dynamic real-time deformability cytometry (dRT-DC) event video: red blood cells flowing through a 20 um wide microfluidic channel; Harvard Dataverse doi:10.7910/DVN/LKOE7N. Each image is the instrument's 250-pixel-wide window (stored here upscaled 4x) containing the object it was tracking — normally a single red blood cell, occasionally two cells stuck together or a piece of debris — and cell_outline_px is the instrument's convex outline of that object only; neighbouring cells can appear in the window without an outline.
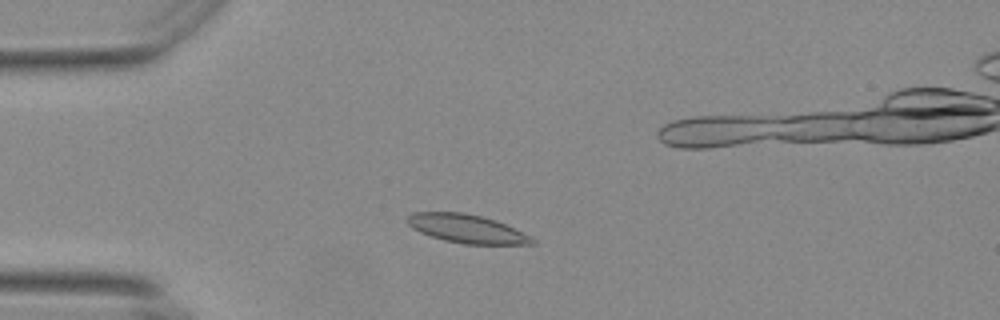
{"species": "Egyptian fruit bat (a non-hibernating species)", "species_latin": "Rousettus aegyptiacus", "temperature_condition": "warm", "stored_images_in_passage": 53, "camera_frame_rate_fps": 3000, "um_per_image_px": 0.085, "animal": {"sex": "female"}, "frame": {"image": 1, "passage_image": 11, "time_ms": 3.333, "image_size_px": [1000, 320], "cell_outline_px": [[536, 244], [464, 244], [444, 240], [420, 232], [412, 228], [404, 220], [412, 212], [464, 212], [496, 220], [536, 240]], "centroid_in_image_um": [39.61, 19.43], "position_along_channel_um": 45.4, "area_um2": 20.52}}
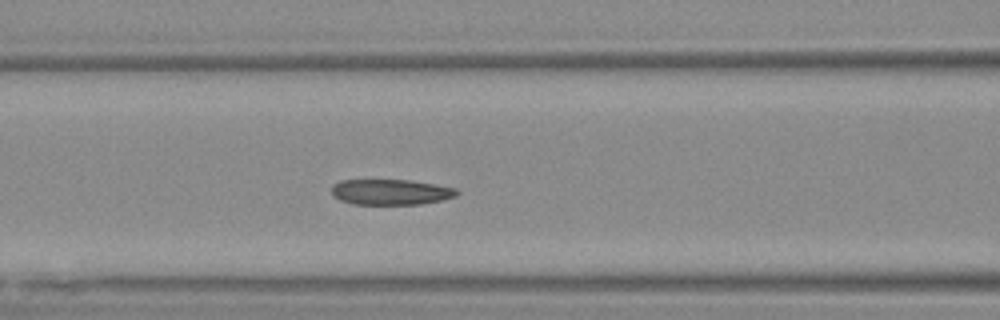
{"frame": {"image": 2, "passage_image": 20, "time_ms": 6.333, "image_size_px": [1000, 320], "cell_outline_px": [[460, 192], [456, 196], [444, 200], [420, 204], [352, 204], [340, 200], [332, 196], [332, 184], [340, 180], [408, 180], [456, 188]], "centroid_in_image_um": [33.2, 16.32], "position_along_channel_um": 133.4, "area_um2": 18.73}}
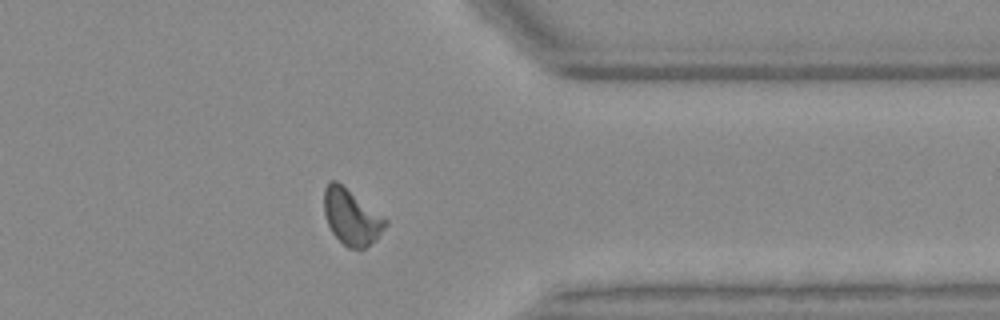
{"frame": {"image": 3, "passage_image": 41, "time_ms": 13.333, "image_size_px": [1000, 320], "cell_outline_px": [[388, 224], [376, 240], [364, 248], [348, 248], [332, 232], [328, 224], [324, 212], [324, 188], [332, 180], [336, 180], [384, 216], [388, 220]], "centroid_in_image_um": [29.89, 18.44], "position_along_channel_um": 381.5, "area_um2": 19.77}, "authors_computed_cell_mechanics": {"area_um2": 19.4786, "velocity_mm_per_s": 3.6784, "shape_relaxation_time_tau1_ms": null, "shape_relaxation_time_tau2_ms": 1.8676, "deformation_change_tau1": null, "deformation_change_tau2": 0.0593}}